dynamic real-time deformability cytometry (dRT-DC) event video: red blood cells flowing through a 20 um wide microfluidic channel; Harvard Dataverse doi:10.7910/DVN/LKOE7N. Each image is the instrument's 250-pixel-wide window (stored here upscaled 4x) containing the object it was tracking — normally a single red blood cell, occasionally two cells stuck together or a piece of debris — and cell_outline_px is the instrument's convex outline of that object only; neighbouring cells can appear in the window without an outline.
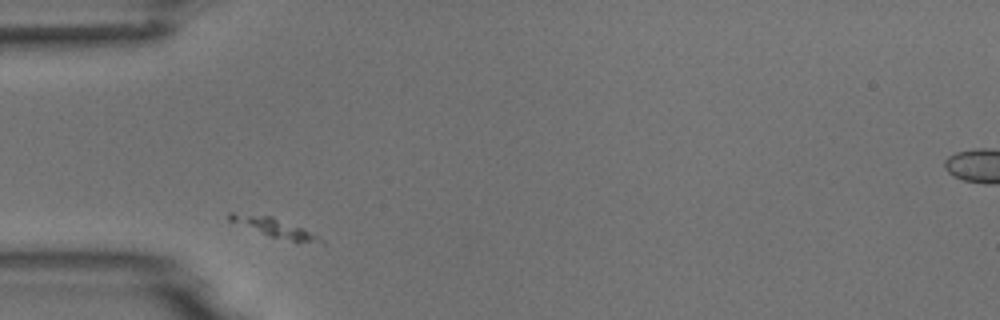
{"species": "common noctule bat (a hibernating species)", "species_latin": "Nyctalus noctula", "temperature_condition": "room temperature", "stored_images_in_passage": 3, "camera_frame_rate_fps": 3000, "um_per_image_px": 0.085, "animal": {"sex": "male", "body_mass_g": 18.8}, "frame": {"image": 1, "passage_image": 1, "time_ms": 0.0, "image_size_px": [1000, 320], "cell_outline_px": [[324, 244], [296, 244], [268, 236], [228, 220], [228, 212], [232, 212], [272, 216], [320, 236], [324, 240]], "centroid_in_image_um": [23.41, 19.41], "position_along_channel_um": 61.6, "area_um2": 10.58}}